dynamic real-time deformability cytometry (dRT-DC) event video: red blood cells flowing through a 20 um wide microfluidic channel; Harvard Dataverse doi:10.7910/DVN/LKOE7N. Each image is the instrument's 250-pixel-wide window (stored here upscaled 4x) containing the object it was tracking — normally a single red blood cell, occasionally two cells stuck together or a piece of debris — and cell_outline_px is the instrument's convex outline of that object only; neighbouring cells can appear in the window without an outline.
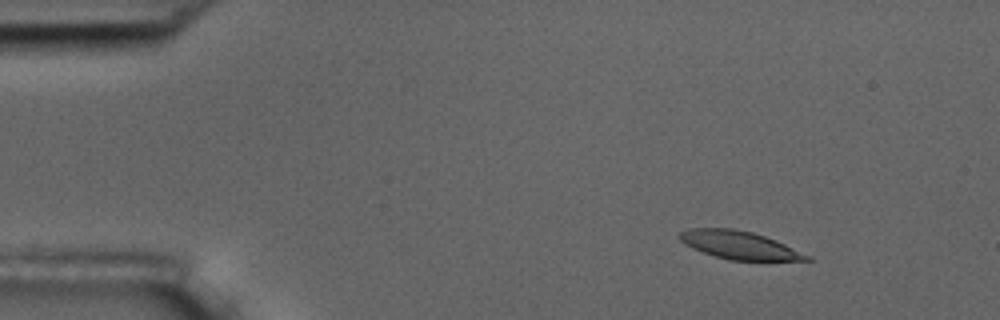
{"species": "common noctule bat (a hibernating species)", "species_latin": "Nyctalus noctula", "temperature_condition": "room temperature", "stored_images_in_passage": 5, "camera_frame_rate_fps": 3000, "um_per_image_px": 0.085, "animal": {"sex": "male", "body_mass_g": 17.5, "forearm_length_mm": 52.3}, "frame": {"image": 1, "passage_image": 3, "time_ms": 2.333, "image_size_px": [1000, 320], "cell_outline_px": [[812, 260], [728, 260], [692, 248], [680, 240], [680, 232], [688, 228], [732, 228], [752, 232], [776, 240], [812, 256]], "centroid_in_image_um": [62.86, 20.83], "position_along_channel_um": 22.1, "area_um2": 20.58}}
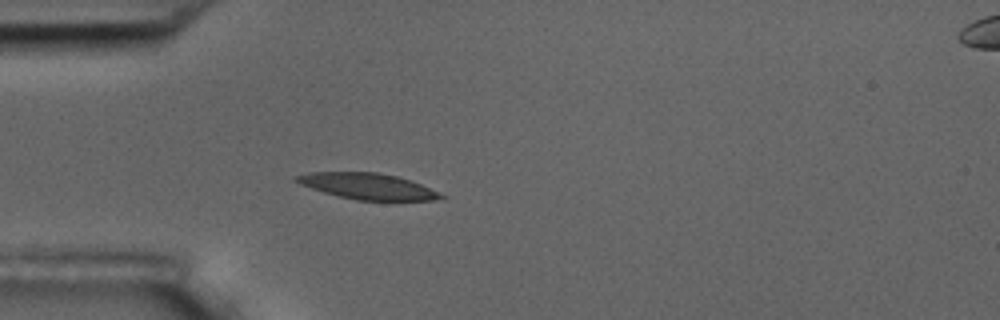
{"frame": {"image": 2, "passage_image": 5, "time_ms": 5.333, "image_size_px": [1000, 320], "cell_outline_px": [[448, 196], [436, 200], [356, 200], [324, 192], [300, 184], [292, 180], [296, 176], [312, 172], [376, 172], [396, 176], [420, 184], [440, 192]], "centroid_in_image_um": [31.27, 15.83], "position_along_channel_um": 53.7, "area_um2": 21.68}}